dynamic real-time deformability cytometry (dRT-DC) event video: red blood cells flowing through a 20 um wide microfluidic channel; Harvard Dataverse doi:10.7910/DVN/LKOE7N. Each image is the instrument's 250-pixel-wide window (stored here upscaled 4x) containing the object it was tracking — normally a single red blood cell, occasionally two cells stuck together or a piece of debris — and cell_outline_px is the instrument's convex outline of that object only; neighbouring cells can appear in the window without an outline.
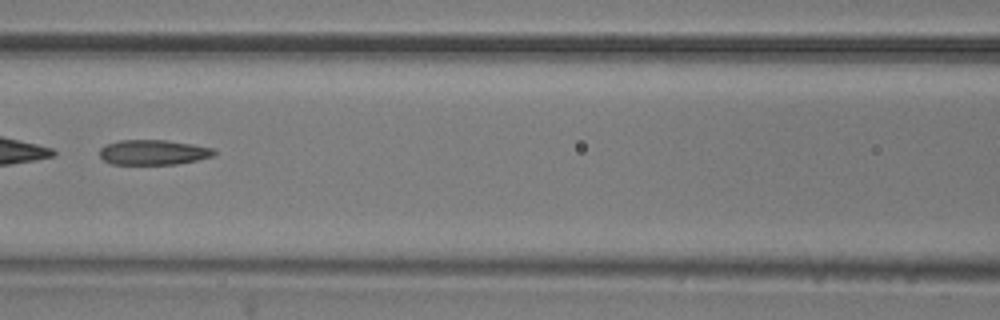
{"species": "common noctule bat (a hibernating species)", "species_latin": "Nyctalus noctula", "temperature_condition": "room temperature", "stored_images_in_passage": 52, "camera_frame_rate_fps": 3000, "um_per_image_px": 0.085, "animal": {"sex": "male", "body_mass_g": 20.5, "forearm_length_mm": 52.5}, "frame": {"image": 1, "passage_image": 23, "time_ms": 7.333, "image_size_px": [1000, 320], "cell_outline_px": [[216, 152], [212, 156], [196, 160], [176, 164], [112, 164], [104, 160], [100, 156], [100, 148], [108, 144], [120, 140], [164, 140], [192, 144], [216, 148]], "centroid_in_image_um": [13.05, 12.94], "position_along_channel_um": 153.6, "area_um2": 16.59}, "authors_computed_cell_mechanics": {"area_um2": 27.2527, "velocity_mm_per_s": 3.8143, "shape_relaxation_time_tau1_ms": null, "shape_relaxation_time_tau2_ms": 3.4598, "deformation_change_tau1": null, "deformation_change_tau2": 0.141}}